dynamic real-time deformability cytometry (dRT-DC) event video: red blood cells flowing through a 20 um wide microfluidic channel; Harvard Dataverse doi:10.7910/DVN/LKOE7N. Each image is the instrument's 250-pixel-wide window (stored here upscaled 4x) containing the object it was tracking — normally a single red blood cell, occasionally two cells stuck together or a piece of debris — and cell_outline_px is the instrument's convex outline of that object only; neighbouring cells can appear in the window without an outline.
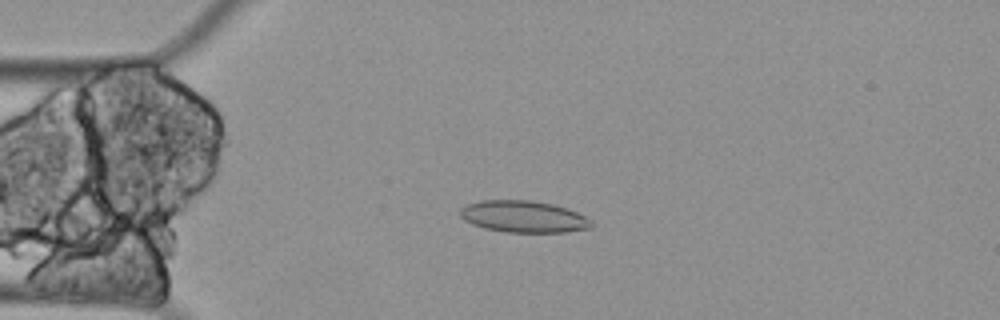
{"species": "Egyptian fruit bat (a non-hibernating species)", "species_latin": "Rousettus aegyptiacus", "temperature_condition": "cold", "stored_images_in_passage": 50, "camera_frame_rate_fps": 3000, "um_per_image_px": 0.085, "animal": {"sex": "female"}, "frame": {"image": 1, "passage_image": 4, "time_ms": 1.0, "image_size_px": [1000, 320], "cell_outline_px": [[592, 228], [564, 232], [504, 232], [484, 228], [472, 224], [464, 220], [460, 216], [460, 208], [468, 204], [480, 200], [532, 200], [552, 204], [576, 212], [592, 220]], "centroid_in_image_um": [44.48, 18.41], "position_along_channel_um": 40.5, "area_um2": 24.28}}
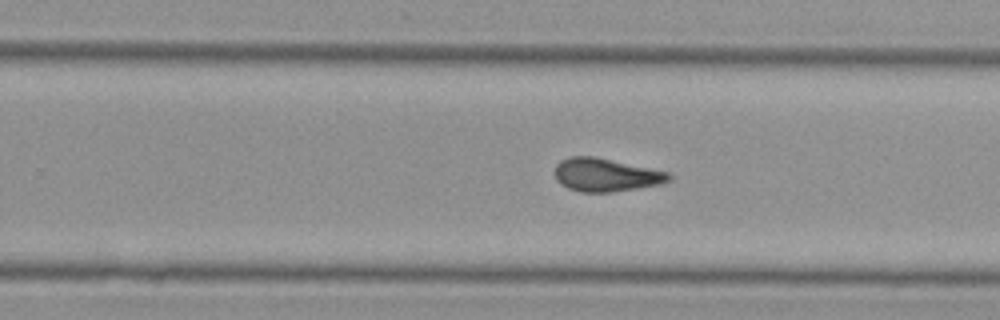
{"frame": {"image": 2, "passage_image": 27, "time_ms": 8.667, "image_size_px": [1000, 320], "cell_outline_px": [[672, 180], [660, 184], [612, 192], [580, 192], [568, 188], [560, 184], [556, 180], [556, 164], [560, 160], [568, 156], [596, 156], [668, 172], [672, 176]], "centroid_in_image_um": [51.48, 14.86], "position_along_channel_um": 278.3, "area_um2": 22.14}}
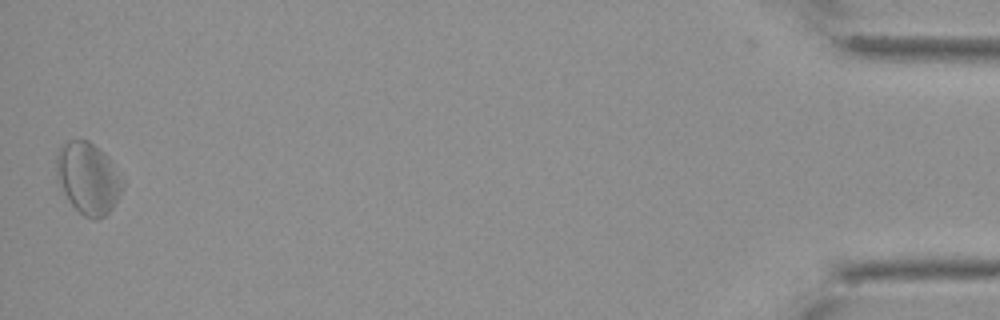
{"frame": {"image": 3, "passage_image": 49, "time_ms": 16.0, "image_size_px": [1000, 320], "cell_outline_px": [[124, 184], [120, 196], [112, 208], [104, 216], [96, 220], [84, 216], [68, 200], [56, 176], [56, 156], [60, 148], [68, 140], [88, 140], [108, 156]], "centroid_in_image_um": [7.48, 15.15], "position_along_channel_um": 427.7, "area_um2": 27.28}, "authors_computed_cell_mechanics": {"area_um2": 22.542, "velocity_mm_per_s": 3.2763, "shape_relaxation_time_tau1_ms": null, "shape_relaxation_time_tau2_ms": 10.6754, "deformation_change_tau1": null, "deformation_change_tau2": 0.1615}}